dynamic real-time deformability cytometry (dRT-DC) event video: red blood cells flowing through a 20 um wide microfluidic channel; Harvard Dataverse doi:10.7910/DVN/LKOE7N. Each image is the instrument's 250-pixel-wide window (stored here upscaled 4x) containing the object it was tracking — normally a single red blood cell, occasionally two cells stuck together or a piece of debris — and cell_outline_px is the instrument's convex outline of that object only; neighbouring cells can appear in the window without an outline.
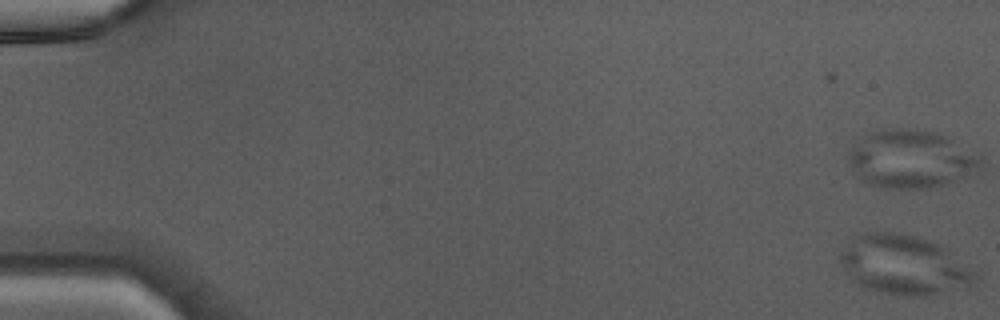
{"species": "Egyptian fruit bat (a non-hibernating species)", "species_latin": "Rousettus aegyptiacus", "temperature_condition": "warm", "stored_images_in_passage": 47, "camera_frame_rate_fps": 3000, "um_per_image_px": 0.085, "animal": {"sex": "male"}, "frame": {"image": 1, "passage_image": 1, "time_ms": 0.0, "image_size_px": [1000, 320], "cell_outline_px": [[980, 276], [968, 288], [920, 296], [908, 296], [880, 292], [864, 288], [856, 284], [844, 272], [840, 260], [840, 252], [852, 236], [860, 232], [904, 232], [920, 236], [944, 248], [980, 272]], "centroid_in_image_um": [76.84, 22.51], "position_along_channel_um": 8.2, "area_um2": 47.63}}